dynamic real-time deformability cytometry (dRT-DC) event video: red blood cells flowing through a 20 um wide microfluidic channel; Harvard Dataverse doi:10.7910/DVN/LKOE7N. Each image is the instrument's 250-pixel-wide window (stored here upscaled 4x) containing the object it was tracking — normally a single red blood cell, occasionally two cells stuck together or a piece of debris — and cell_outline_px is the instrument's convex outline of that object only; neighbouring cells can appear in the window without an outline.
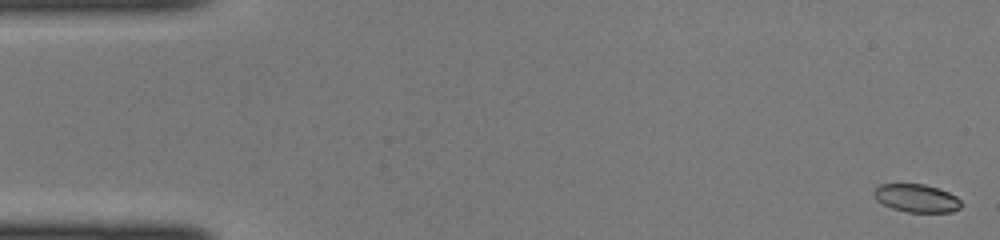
{"species": "common noctule bat (a hibernating species)", "species_latin": "Nyctalus noctula", "temperature_condition": "cold", "stored_images_in_passage": 45, "camera_frame_rate_fps": 3000, "um_per_image_px": 0.085, "animal": {"sex": "female", "body_mass_g": 22.0, "forearm_length_mm": 56.7}, "frame": {"image": 1, "passage_image": 1, "time_ms": 0.0, "image_size_px": [1000, 240], "cell_outline_px": [[960, 208], [952, 212], [908, 212], [892, 208], [876, 200], [872, 192], [880, 184], [924, 184], [948, 192], [956, 196], [960, 200]], "centroid_in_image_um": [77.89, 16.84], "position_along_channel_um": 7.1, "area_um2": 14.16}}
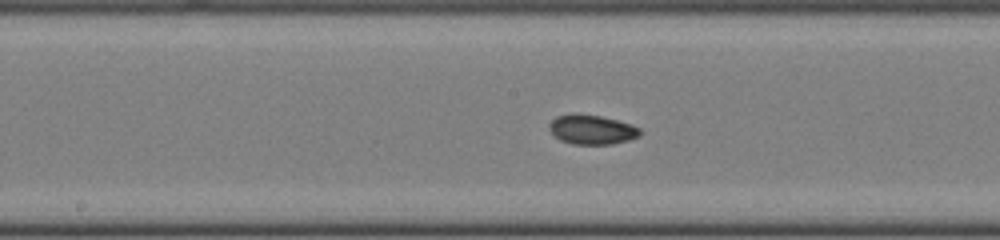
{"frame": {"image": 2, "passage_image": 23, "time_ms": 7.333, "image_size_px": [1000, 240], "cell_outline_px": [[640, 136], [628, 140], [612, 144], [572, 144], [560, 140], [548, 128], [548, 124], [556, 116], [572, 112], [576, 112], [600, 116], [632, 124], [640, 128]], "centroid_in_image_um": [50.28, 10.99], "position_along_channel_um": 197.9, "area_um2": 15.78}}
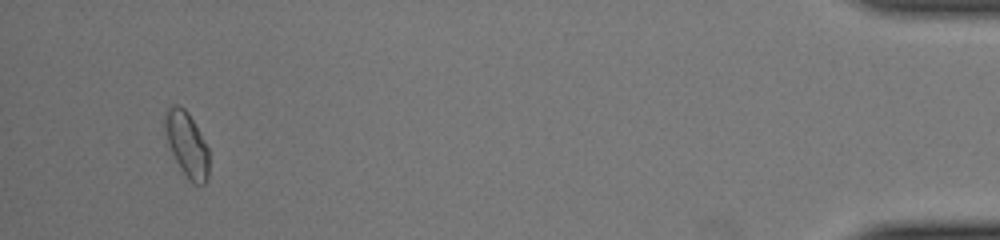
{"frame": {"image": 3, "passage_image": 43, "time_ms": 14.0, "image_size_px": [1000, 240], "cell_outline_px": [[208, 180], [204, 184], [196, 184], [184, 172], [176, 160], [168, 144], [164, 128], [164, 112], [172, 104], [176, 104], [184, 108], [188, 112], [208, 148]], "centroid_in_image_um": [15.86, 12.21], "position_along_channel_um": 419.3, "area_um2": 16.3}}